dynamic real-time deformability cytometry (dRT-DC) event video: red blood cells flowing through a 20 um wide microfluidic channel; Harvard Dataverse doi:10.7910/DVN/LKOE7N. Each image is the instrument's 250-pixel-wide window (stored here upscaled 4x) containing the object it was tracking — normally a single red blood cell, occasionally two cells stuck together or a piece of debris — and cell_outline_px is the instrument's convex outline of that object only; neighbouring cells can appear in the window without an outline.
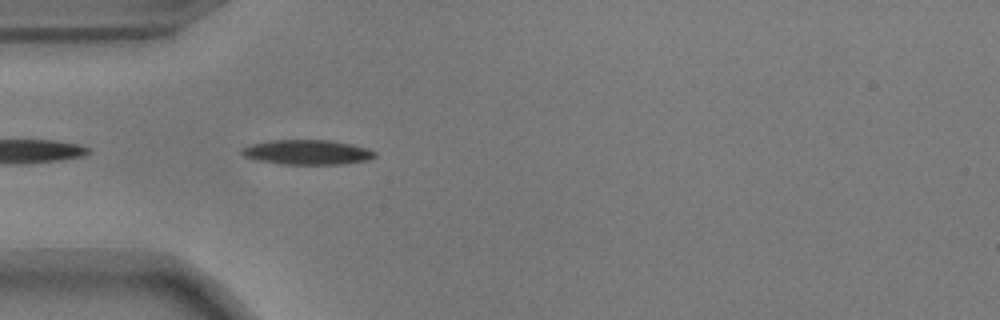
{"species": "common noctule bat (a hibernating species)", "species_latin": "Nyctalus noctula", "temperature_condition": "warm", "stored_images_in_passage": 5, "camera_frame_rate_fps": 3000, "um_per_image_px": 0.085, "animal": {"sex": "male", "body_mass_g": 17.9}, "frame": {"image": 1, "passage_image": 2, "time_ms": 0.333, "image_size_px": [1000, 320], "cell_outline_px": [[376, 156], [372, 160], [344, 164], [280, 164], [260, 160], [244, 156], [240, 152], [240, 148], [252, 144], [272, 140], [328, 140], [352, 144], [368, 148], [376, 152]], "centroid_in_image_um": [26.17, 12.94], "position_along_channel_um": 58.8, "area_um2": 19.31}}